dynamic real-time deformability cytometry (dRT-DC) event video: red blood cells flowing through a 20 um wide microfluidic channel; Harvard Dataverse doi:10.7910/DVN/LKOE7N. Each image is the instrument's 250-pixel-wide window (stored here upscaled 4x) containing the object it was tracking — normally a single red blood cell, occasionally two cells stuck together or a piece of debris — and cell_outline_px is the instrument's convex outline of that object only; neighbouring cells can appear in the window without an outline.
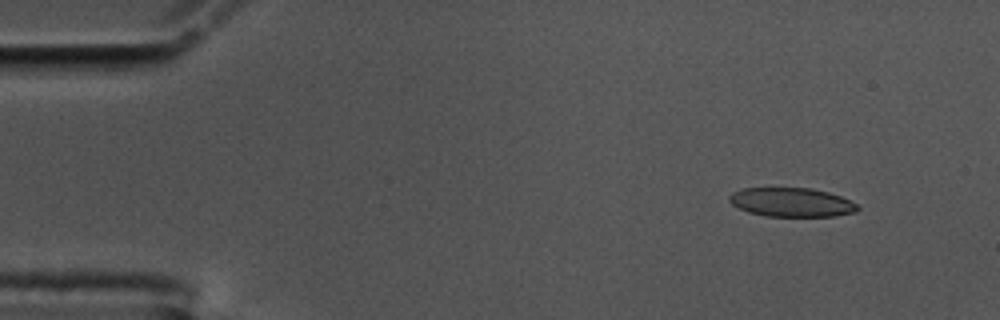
{"species": "common noctule bat (a hibernating species)", "species_latin": "Nyctalus noctula", "temperature_condition": "cold", "stored_images_in_passage": 51, "camera_frame_rate_fps": 3000, "um_per_image_px": 0.085, "animal": {"sex": "male", "body_mass_g": 17.5, "forearm_length_mm": 52.3}, "frame": {"image": 1, "passage_image": 1, "time_ms": 0.0, "image_size_px": [1000, 320], "cell_outline_px": [[860, 208], [856, 212], [836, 216], [768, 216], [748, 212], [732, 204], [728, 200], [728, 196], [732, 192], [744, 188], [812, 188], [828, 192], [840, 196], [856, 204]], "centroid_in_image_um": [67.27, 17.19], "position_along_channel_um": 17.7, "area_um2": 21.62}}
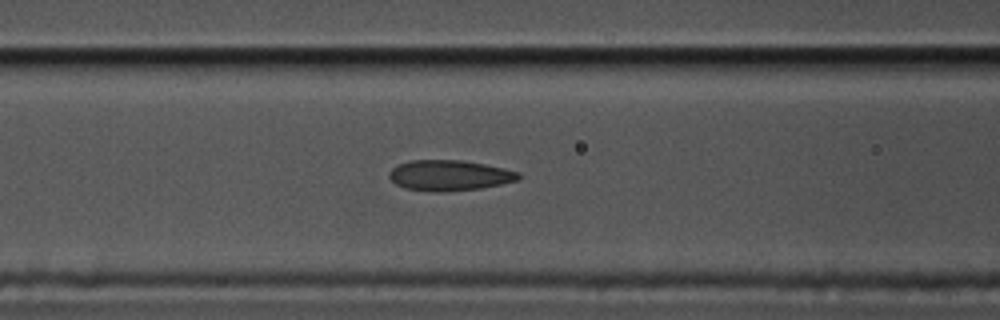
{"frame": {"image": 2, "passage_image": 18, "time_ms": 5.667, "image_size_px": [1000, 320], "cell_outline_px": [[520, 180], [480, 188], [448, 192], [436, 192], [404, 188], [396, 184], [388, 176], [388, 172], [396, 164], [408, 160], [460, 160], [484, 164], [504, 168], [520, 172]], "centroid_in_image_um": [38.18, 14.91], "position_along_channel_um": 128.4, "area_um2": 23.24}}
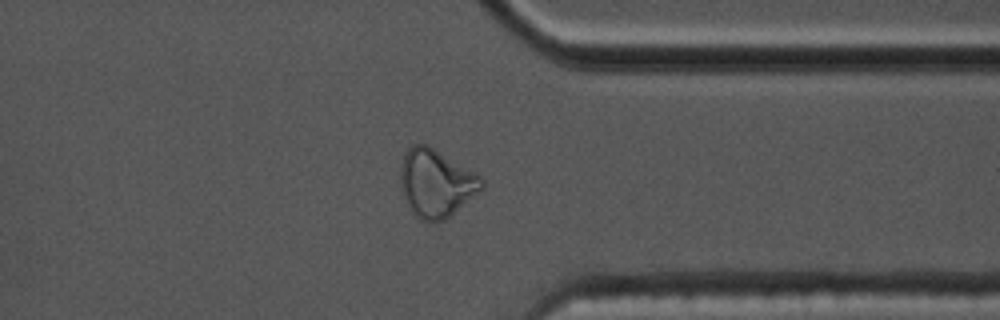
{"frame": {"image": 3, "passage_image": 39, "time_ms": 12.667, "image_size_px": [1000, 320], "cell_outline_px": [[484, 188], [444, 220], [432, 224], [420, 220], [416, 216], [404, 192], [400, 180], [400, 168], [404, 152], [412, 144], [428, 144], [476, 172], [484, 180]], "centroid_in_image_um": [37.09, 15.54], "position_along_channel_um": 374.3, "area_um2": 32.02}, "authors_computed_cell_mechanics": {"area_um2": 23.4668, "velocity_mm_per_s": 3.5668, "shape_relaxation_time_tau1_ms": null, "shape_relaxation_time_tau2_ms": 1.7056, "deformation_change_tau1": null, "deformation_change_tau2": 0.0836}}